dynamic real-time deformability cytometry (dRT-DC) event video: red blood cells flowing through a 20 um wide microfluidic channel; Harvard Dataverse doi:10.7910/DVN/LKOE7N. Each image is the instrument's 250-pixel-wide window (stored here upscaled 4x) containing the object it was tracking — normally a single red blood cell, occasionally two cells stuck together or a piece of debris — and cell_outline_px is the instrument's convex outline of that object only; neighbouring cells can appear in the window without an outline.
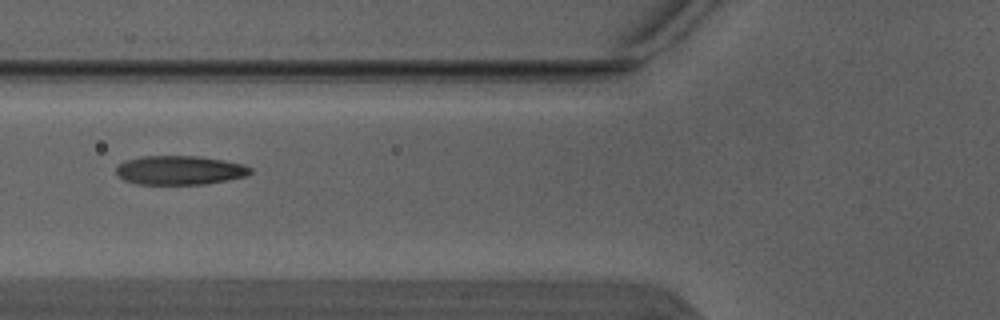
{"species": "Egyptian fruit bat (a non-hibernating species)", "species_latin": "Rousettus aegyptiacus", "temperature_condition": "warm", "stored_images_in_passage": 5, "camera_frame_rate_fps": 3000, "um_per_image_px": 0.085, "animal": {"sex": "male"}, "frame": {"image": 1, "passage_image": 5, "time_ms": 1.333, "image_size_px": [1000, 320], "cell_outline_px": [[252, 172], [248, 176], [228, 180], [204, 184], [136, 184], [124, 180], [116, 172], [116, 168], [124, 160], [140, 156], [200, 156], [224, 160], [244, 164], [252, 168]], "centroid_in_image_um": [15.31, 14.46], "position_along_channel_um": 110.5, "area_um2": 22.89}}